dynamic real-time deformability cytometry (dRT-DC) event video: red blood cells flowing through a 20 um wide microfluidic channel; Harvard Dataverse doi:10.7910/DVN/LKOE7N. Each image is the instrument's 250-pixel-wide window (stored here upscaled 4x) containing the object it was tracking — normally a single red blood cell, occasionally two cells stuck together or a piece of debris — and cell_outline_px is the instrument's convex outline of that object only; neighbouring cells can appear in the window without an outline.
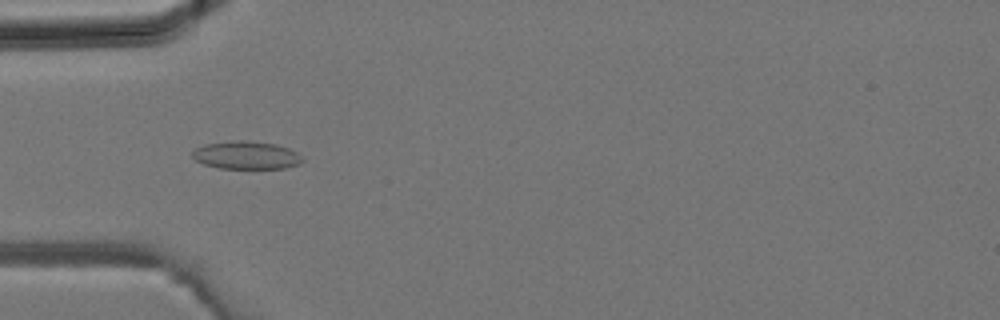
{"species": "common noctule bat (a hibernating species)", "species_latin": "Nyctalus noctula", "temperature_condition": "room temperature", "stored_images_in_passage": 35, "camera_frame_rate_fps": 3000, "um_per_image_px": 0.085, "animal": {"sex": "male", "body_mass_g": 19.2, "forearm_length_mm": 51.8}, "frame": {"image": 1, "passage_image": 10, "time_ms": 3.0, "image_size_px": [1000, 320], "cell_outline_px": [[304, 160], [300, 164], [288, 168], [220, 168], [204, 164], [196, 160], [192, 156], [192, 152], [196, 148], [204, 144], [236, 140], [248, 140], [276, 144], [288, 148], [296, 152]], "centroid_in_image_um": [20.95, 13.19], "position_along_channel_um": 64.1, "area_um2": 17.92}}
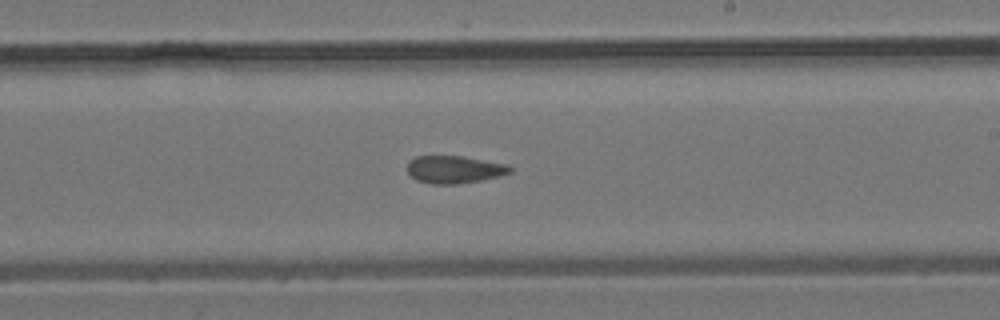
{"frame": {"image": 2, "passage_image": 20, "time_ms": 6.333, "image_size_px": [1000, 320], "cell_outline_px": [[512, 172], [480, 180], [456, 184], [432, 184], [416, 180], [408, 172], [408, 160], [416, 156], [464, 156], [508, 164], [512, 168]], "centroid_in_image_um": [38.61, 14.39], "position_along_channel_um": 250.4, "area_um2": 16.47}}
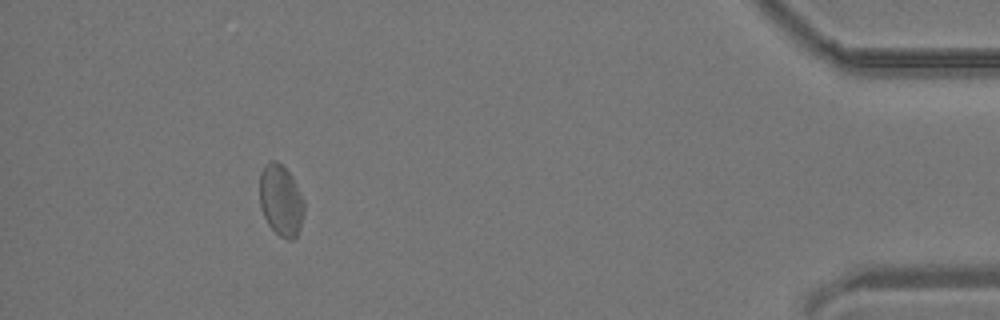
{"frame": {"image": 3, "passage_image": 32, "time_ms": 10.333, "image_size_px": [1000, 320], "cell_outline_px": [[304, 212], [300, 228], [296, 236], [292, 240], [288, 240], [280, 236], [268, 224], [264, 216], [260, 204], [260, 172], [264, 164], [268, 160], [276, 160], [288, 172], [296, 184], [304, 200]], "centroid_in_image_um": [23.87, 17.02], "position_along_channel_um": 411.3, "area_um2": 18.44}}